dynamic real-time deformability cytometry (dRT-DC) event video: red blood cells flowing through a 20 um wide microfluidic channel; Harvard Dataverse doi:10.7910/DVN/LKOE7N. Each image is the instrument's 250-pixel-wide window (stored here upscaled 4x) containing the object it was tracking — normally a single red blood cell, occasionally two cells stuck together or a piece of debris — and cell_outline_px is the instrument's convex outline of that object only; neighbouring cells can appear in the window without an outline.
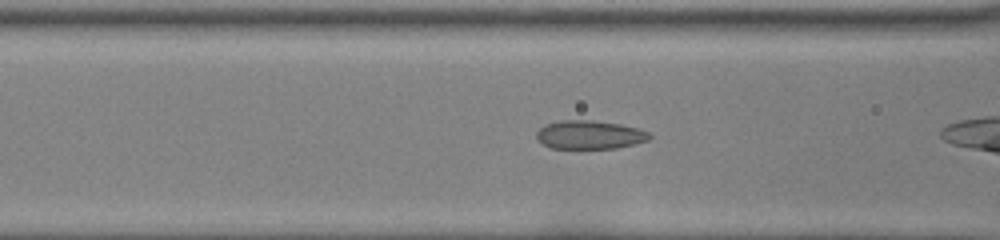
{"species": "common noctule bat (a hibernating species)", "species_latin": "Nyctalus noctula", "temperature_condition": "room temperature", "stored_images_in_passage": 37, "camera_frame_rate_fps": 3000, "um_per_image_px": 0.085, "animal": {"sex": "female", "body_mass_g": 22.0, "forearm_length_mm": 56.7}, "frame": {"image": 1, "passage_image": 16, "time_ms": 5.0, "image_size_px": [1000, 240], "cell_outline_px": [[652, 136], [648, 140], [616, 148], [552, 148], [544, 144], [536, 136], [536, 132], [544, 124], [560, 120], [592, 120], [620, 124], [636, 128], [648, 132]], "centroid_in_image_um": [50.1, 11.44], "position_along_channel_um": 116.5, "area_um2": 18.61}}
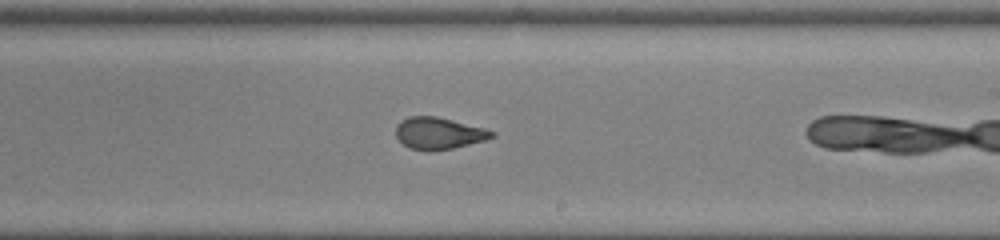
{"frame": {"image": 2, "passage_image": 26, "time_ms": 8.333, "image_size_px": [1000, 240], "cell_outline_px": [[496, 136], [484, 140], [452, 148], [428, 152], [408, 148], [396, 136], [396, 124], [400, 120], [408, 116], [436, 116], [484, 128], [496, 132]], "centroid_in_image_um": [37.26, 11.33], "position_along_channel_um": 251.7, "area_um2": 17.86}}
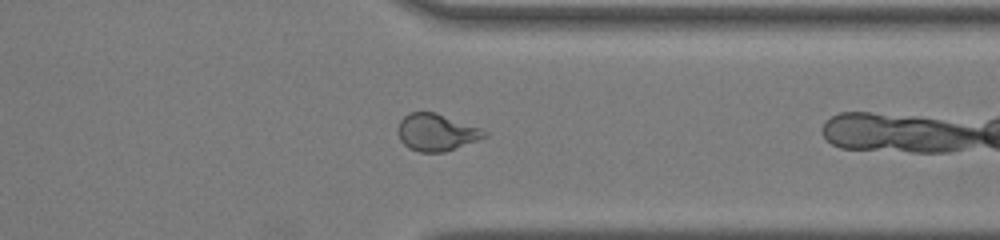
{"frame": {"image": 3, "passage_image": 35, "time_ms": 11.333, "image_size_px": [1000, 240], "cell_outline_px": [[488, 136], [444, 152], [420, 152], [408, 148], [400, 140], [396, 132], [396, 128], [400, 120], [408, 112], [436, 112], [480, 128], [488, 132]], "centroid_in_image_um": [37.05, 11.24], "position_along_channel_um": 374.4, "area_um2": 18.79}}